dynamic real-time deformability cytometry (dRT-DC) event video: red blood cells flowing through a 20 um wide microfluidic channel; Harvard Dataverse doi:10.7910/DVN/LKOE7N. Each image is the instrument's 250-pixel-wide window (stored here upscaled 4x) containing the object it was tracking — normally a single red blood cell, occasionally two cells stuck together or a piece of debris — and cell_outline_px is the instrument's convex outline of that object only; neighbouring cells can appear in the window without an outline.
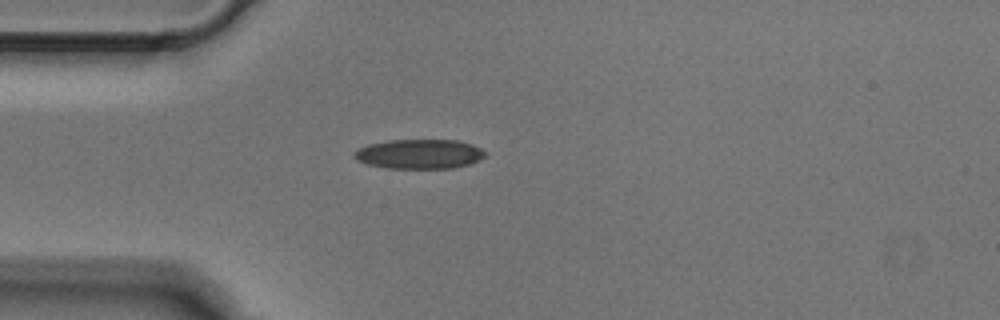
{"species": "Egyptian fruit bat (a non-hibernating species)", "species_latin": "Rousettus aegyptiacus", "temperature_condition": "cold", "stored_images_in_passage": 1, "camera_frame_rate_fps": 3000, "um_per_image_px": 0.085, "animal": {"sex": "male"}, "frame": {"image": 1, "passage_image": 1, "time_ms": 0.0, "image_size_px": [1000, 320], "cell_outline_px": [[488, 152], [480, 160], [468, 164], [452, 168], [388, 168], [368, 164], [356, 160], [356, 152], [360, 148], [368, 144], [388, 140], [456, 140], [472, 144]], "centroid_in_image_um": [35.69, 13.08], "position_along_channel_um": 49.3, "area_um2": 22.37}}